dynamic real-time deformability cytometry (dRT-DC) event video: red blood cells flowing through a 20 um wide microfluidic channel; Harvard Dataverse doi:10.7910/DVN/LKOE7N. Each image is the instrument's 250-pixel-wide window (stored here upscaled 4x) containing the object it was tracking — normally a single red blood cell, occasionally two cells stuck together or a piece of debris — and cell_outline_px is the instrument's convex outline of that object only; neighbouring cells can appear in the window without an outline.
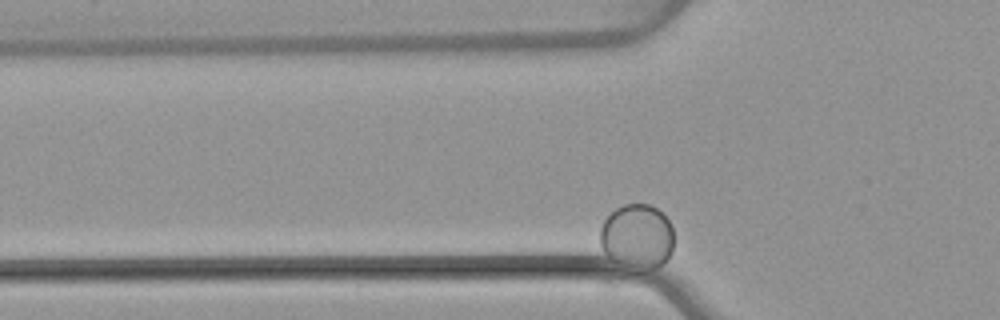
{"species": "common noctule bat (a hibernating species)", "species_latin": "Nyctalus noctula", "temperature_condition": "warm", "stored_images_in_passage": 32, "camera_frame_rate_fps": 3000, "um_per_image_px": 0.085, "animal": {"sex": "female", "body_mass_g": 22.7, "forearm_length_mm": 54.2}, "frame": {"image": 1, "passage_image": 2, "time_ms": 0.333, "image_size_px": [1000, 320], "cell_outline_px": [[672, 252], [660, 264], [652, 268], [604, 252], [600, 244], [600, 228], [604, 220], [616, 208], [624, 204], [648, 204], [656, 208], [668, 220], [672, 228]], "centroid_in_image_um": [54.17, 19.95], "position_along_channel_um": 71.6, "area_um2": 25.84}}
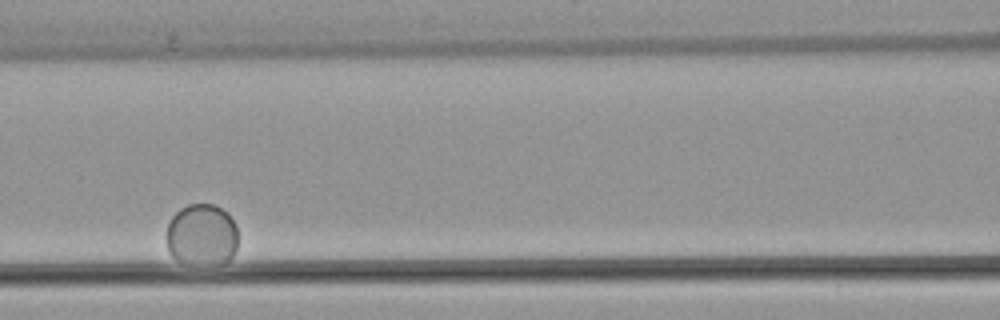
{"frame": {"image": 2, "passage_image": 11, "time_ms": 3.333, "image_size_px": [1000, 320], "cell_outline_px": [[236, 248], [232, 256], [228, 260], [176, 260], [172, 256], [168, 248], [164, 236], [168, 224], [172, 216], [180, 208], [188, 204], [212, 204], [220, 208], [236, 224]], "centroid_in_image_um": [17.09, 19.87], "position_along_channel_um": 149.5, "area_um2": 24.74}}
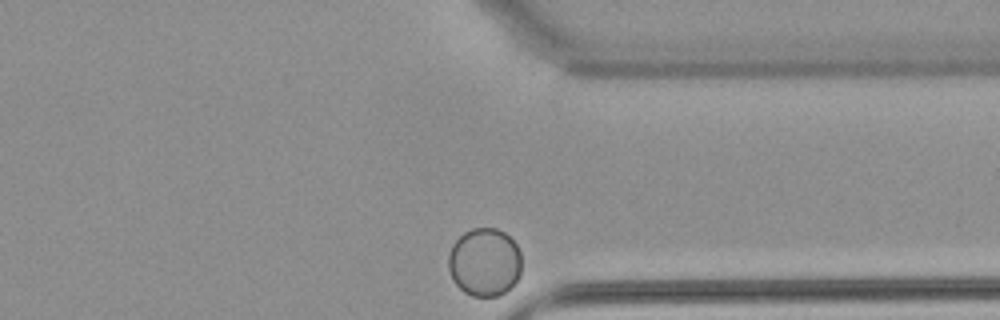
{"frame": {"image": 3, "passage_image": 32, "time_ms": 10.333, "image_size_px": [1000, 320], "cell_outline_px": [[520, 272], [516, 280], [504, 292], [496, 296], [472, 296], [464, 292], [452, 280], [448, 268], [448, 256], [452, 244], [464, 232], [472, 228], [496, 228], [504, 232], [516, 244], [520, 252]], "centroid_in_image_um": [41.15, 22.27], "position_along_channel_um": 370.2, "area_um2": 29.02}}